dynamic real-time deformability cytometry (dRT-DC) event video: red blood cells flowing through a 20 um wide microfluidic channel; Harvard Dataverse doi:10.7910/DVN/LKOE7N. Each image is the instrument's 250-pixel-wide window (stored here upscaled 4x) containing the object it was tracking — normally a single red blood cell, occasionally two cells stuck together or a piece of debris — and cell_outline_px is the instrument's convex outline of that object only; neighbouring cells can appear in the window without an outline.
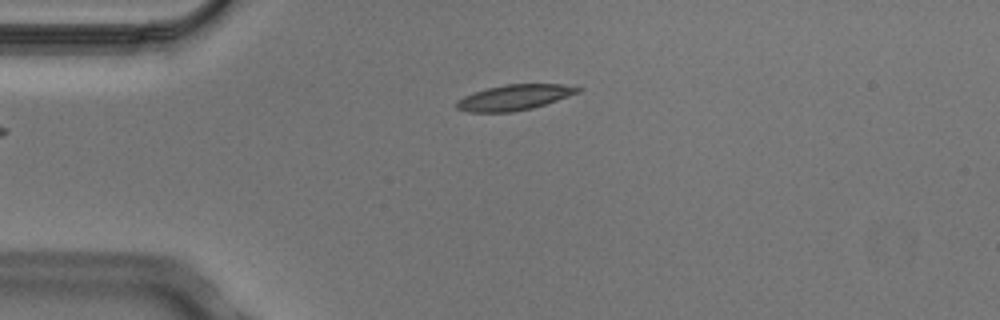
{"species": "Egyptian fruit bat (a non-hibernating species)", "species_latin": "Rousettus aegyptiacus", "temperature_condition": "cold", "stored_images_in_passage": 2, "camera_frame_rate_fps": 3000, "um_per_image_px": 0.085, "animal": {"sex": "male"}, "frame": {"image": 1, "passage_image": 2, "time_ms": 0.333, "image_size_px": [1000, 320], "cell_outline_px": [[584, 88], [580, 92], [532, 108], [512, 112], [468, 112], [456, 108], [456, 100], [464, 96], [488, 88], [508, 84], [560, 84]], "centroid_in_image_um": [43.71, 8.28], "position_along_channel_um": 41.3, "area_um2": 17.8}}